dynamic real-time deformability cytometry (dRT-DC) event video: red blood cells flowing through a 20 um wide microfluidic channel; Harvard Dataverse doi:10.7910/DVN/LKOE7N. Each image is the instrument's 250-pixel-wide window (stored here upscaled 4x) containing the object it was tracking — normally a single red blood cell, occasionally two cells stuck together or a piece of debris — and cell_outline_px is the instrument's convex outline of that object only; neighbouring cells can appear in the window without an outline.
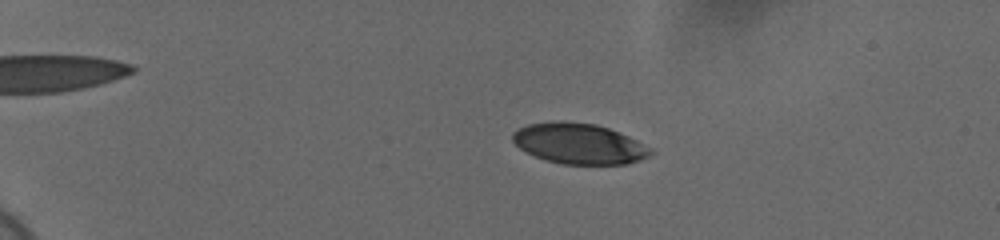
{"species": "human", "species_latin": "Homo sapiens", "temperature_condition": "cold", "stored_images_in_passage": 56, "camera_frame_rate_fps": 3000, "um_per_image_px": 0.085, "donor": {"sex": "female"}, "frame": {"image": 1, "passage_image": 11, "time_ms": 3.333, "image_size_px": [1000, 240], "cell_outline_px": [[656, 152], [640, 160], [628, 164], [560, 164], [544, 160], [520, 148], [512, 140], [512, 132], [516, 128], [528, 124], [552, 120], [564, 120], [596, 124], [608, 128], [628, 136], [652, 148]], "centroid_in_image_um": [49.21, 12.2], "position_along_channel_um": 35.8, "area_um2": 33.0}}
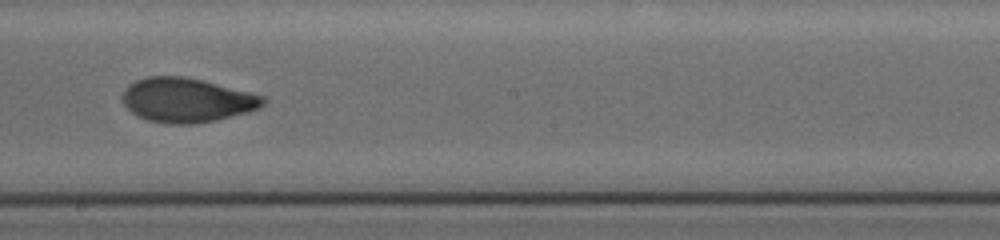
{"frame": {"image": 2, "passage_image": 34, "time_ms": 11.0, "image_size_px": [1000, 240], "cell_outline_px": [[268, 100], [260, 108], [248, 112], [216, 120], [196, 124], [164, 124], [148, 120], [136, 116], [120, 100], [120, 96], [124, 88], [128, 84], [136, 80], [148, 76], [184, 76], [268, 96]], "centroid_in_image_um": [15.87, 8.51], "position_along_channel_um": 232.3, "area_um2": 36.88}}
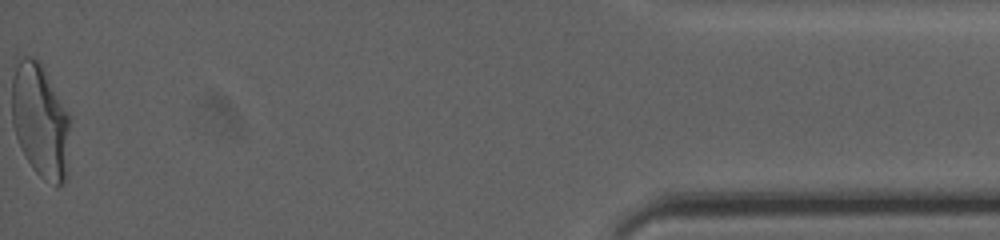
{"frame": {"image": 3, "passage_image": 56, "time_ms": 18.333, "image_size_px": [1000, 240], "cell_outline_px": [[68, 176], [56, 188], [44, 180], [32, 168], [16, 136], [12, 124], [12, 76], [16, 56], [32, 56], [44, 68], [68, 112]], "centroid_in_image_um": [3.4, 10.24], "position_along_channel_um": 431.8, "area_um2": 38.78}, "authors_computed_cell_mechanics": {"area_um2": 35.836, "velocity_mm_per_s": 3.6982, "shape_relaxation_time_tau1_ms": 5.6784, "shape_relaxation_time_tau2_ms": 1.2027, "deformation_change_tau1": 0.1918, "deformation_change_tau2": 0.0614}}